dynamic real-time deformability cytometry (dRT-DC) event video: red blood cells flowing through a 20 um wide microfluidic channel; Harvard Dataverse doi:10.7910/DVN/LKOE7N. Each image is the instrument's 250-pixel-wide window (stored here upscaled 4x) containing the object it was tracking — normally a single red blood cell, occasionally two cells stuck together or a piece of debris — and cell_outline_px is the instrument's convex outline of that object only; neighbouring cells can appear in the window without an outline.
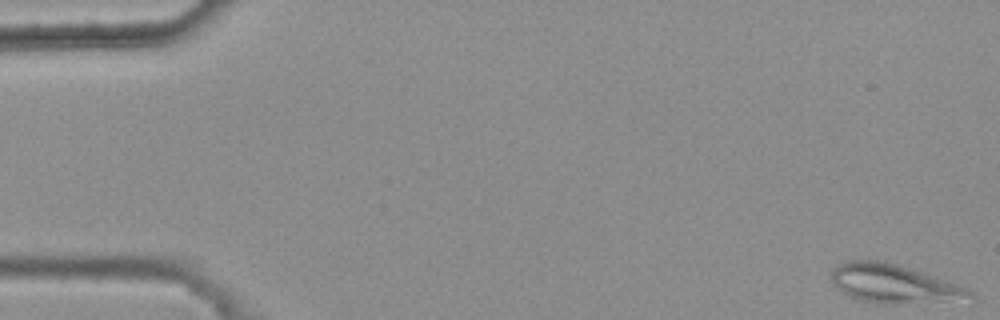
{"species": "common noctule bat (a hibernating species)", "species_latin": "Nyctalus noctula", "temperature_condition": "warm", "stored_images_in_passage": 45, "camera_frame_rate_fps": 3000, "um_per_image_px": 0.085, "animal": {"sex": "female", "body_mass_g": 25.1}, "frame": {"image": 1, "passage_image": 1, "time_ms": 0.0, "image_size_px": [1000, 320], "cell_outline_px": [[972, 296], [944, 300], [896, 304], [884, 304], [860, 300], [836, 288], [832, 280], [832, 268], [848, 260], [884, 260], [944, 280], [964, 288], [972, 292]], "centroid_in_image_um": [75.81, 24.09], "position_along_channel_um": 9.2, "area_um2": 29.94}}
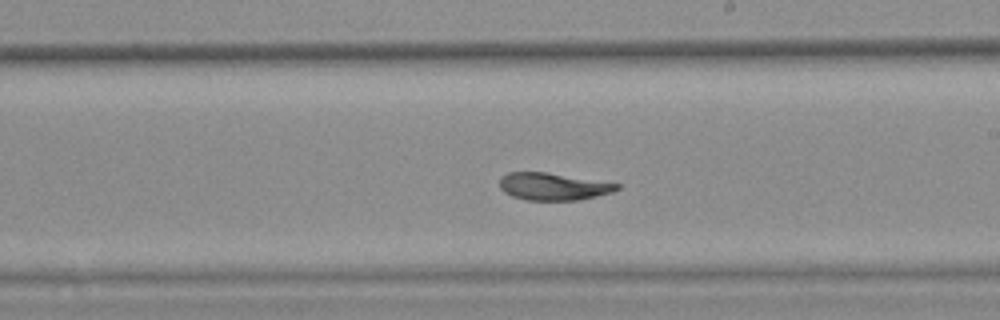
{"frame": {"image": 2, "passage_image": 31, "time_ms": 10.0, "image_size_px": [1000, 320], "cell_outline_px": [[620, 188], [612, 192], [580, 200], [524, 200], [512, 196], [504, 192], [500, 188], [500, 176], [508, 172], [548, 172], [620, 184]], "centroid_in_image_um": [46.99, 15.85], "position_along_channel_um": 242.0, "area_um2": 18.73}}
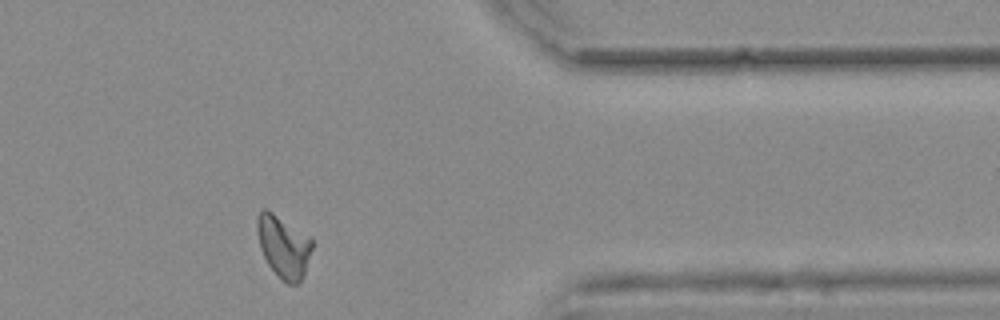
{"frame": {"image": 3, "passage_image": 44, "time_ms": 14.333, "image_size_px": [1000, 320], "cell_outline_px": [[312, 248], [304, 276], [296, 284], [288, 284], [268, 264], [260, 248], [256, 228], [256, 220], [260, 212], [264, 208], [272, 212], [308, 236], [312, 240]], "centroid_in_image_um": [24.09, 20.95], "position_along_channel_um": 387.3, "area_um2": 19.42}, "authors_computed_cell_mechanics": {"area_um2": 19.9988, "velocity_mm_per_s": 3.7512, "shape_relaxation_time_tau1_ms": 5.4578, "shape_relaxation_time_tau2_ms": 5.891, "deformation_change_tau1": 0.1714, "deformation_change_tau2": 0.1156}}